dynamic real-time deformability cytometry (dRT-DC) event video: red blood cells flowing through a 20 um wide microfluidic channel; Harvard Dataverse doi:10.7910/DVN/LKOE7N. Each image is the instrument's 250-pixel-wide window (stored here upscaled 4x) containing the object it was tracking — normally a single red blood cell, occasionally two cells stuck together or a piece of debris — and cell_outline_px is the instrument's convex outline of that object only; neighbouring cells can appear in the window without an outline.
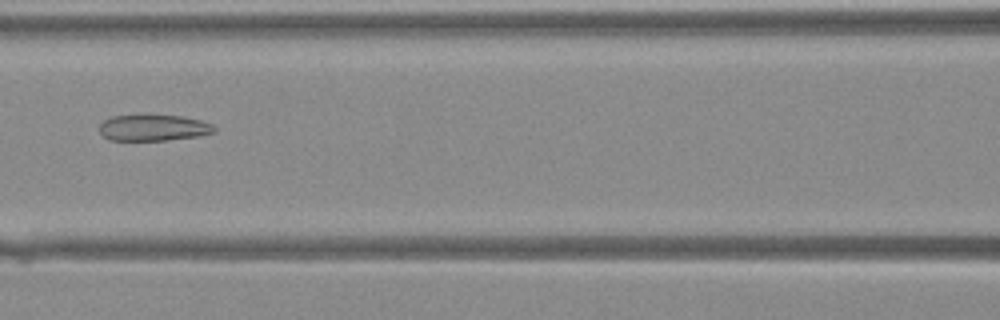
{"species": "Egyptian fruit bat (a non-hibernating species)", "species_latin": "Rousettus aegyptiacus", "temperature_condition": "warm", "stored_images_in_passage": 31, "camera_frame_rate_fps": 3000, "um_per_image_px": 0.085, "animal": {"sex": "female"}, "frame": {"image": 1, "passage_image": 9, "time_ms": 2.667, "image_size_px": [1000, 320], "cell_outline_px": [[216, 132], [200, 136], [168, 140], [108, 140], [100, 132], [100, 124], [104, 120], [112, 116], [180, 116], [200, 120], [212, 124], [216, 128]], "centroid_in_image_um": [13.07, 10.88], "position_along_channel_um": 153.5, "area_um2": 17.34}}
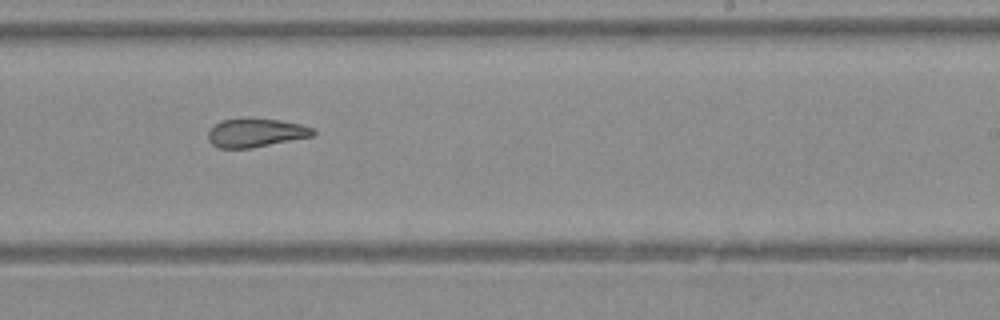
{"frame": {"image": 2, "passage_image": 16, "time_ms": 5.0, "image_size_px": [1000, 320], "cell_outline_px": [[316, 132], [312, 136], [252, 148], [220, 148], [212, 144], [208, 140], [208, 132], [216, 124], [224, 120], [280, 120], [300, 124], [312, 128]], "centroid_in_image_um": [21.75, 11.32], "position_along_channel_um": 267.3, "area_um2": 16.88}}
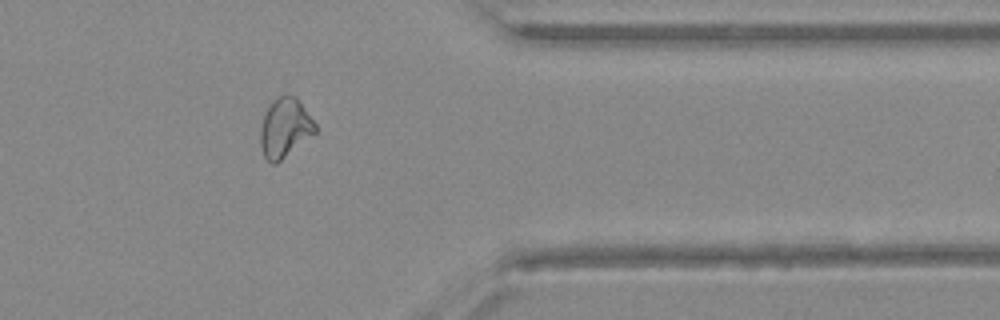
{"frame": {"image": 3, "passage_image": 24, "time_ms": 7.667, "image_size_px": [1000, 320], "cell_outline_px": [[316, 132], [276, 164], [272, 164], [264, 156], [260, 144], [260, 128], [264, 116], [272, 100], [284, 92], [288, 92], [296, 96], [316, 124]], "centroid_in_image_um": [24.21, 10.83], "position_along_channel_um": 387.2, "area_um2": 19.02}}